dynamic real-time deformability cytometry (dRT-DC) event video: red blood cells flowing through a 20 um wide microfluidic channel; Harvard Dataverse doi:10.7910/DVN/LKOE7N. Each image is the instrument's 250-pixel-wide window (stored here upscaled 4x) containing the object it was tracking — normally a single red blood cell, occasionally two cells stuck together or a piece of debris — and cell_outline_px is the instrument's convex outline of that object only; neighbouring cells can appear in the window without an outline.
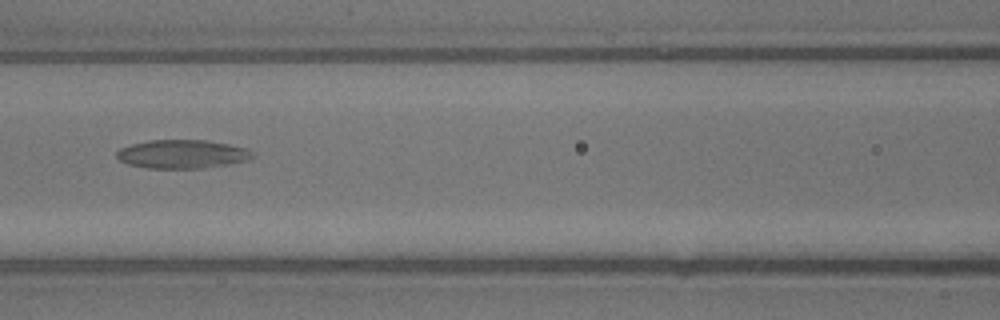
{"species": "common noctule bat (a hibernating species)", "species_latin": "Nyctalus noctula", "temperature_condition": "warm", "stored_images_in_passage": 35, "camera_frame_rate_fps": 3000, "um_per_image_px": 0.085, "animal": {"sex": "male", "body_mass_g": 13.3}, "frame": {"image": 1, "passage_image": 14, "time_ms": 4.333, "image_size_px": [1000, 320], "cell_outline_px": [[256, 156], [248, 160], [228, 164], [204, 168], [148, 168], [128, 164], [120, 160], [116, 156], [116, 152], [120, 148], [132, 144], [148, 140], [204, 140], [228, 144], [248, 148], [256, 152]], "centroid_in_image_um": [15.54, 13.09], "position_along_channel_um": 151.1, "area_um2": 22.77}}
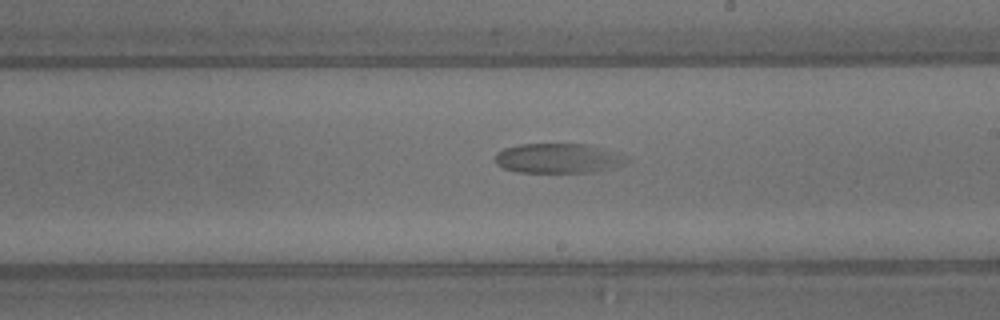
{"frame": {"image": 2, "passage_image": 19, "time_ms": 6.0, "image_size_px": [1000, 320], "cell_outline_px": [[628, 160], [624, 164], [592, 172], [516, 172], [504, 168], [496, 164], [496, 152], [504, 148], [520, 144], [588, 144], [600, 148]], "centroid_in_image_um": [47.32, 13.46], "position_along_channel_um": 241.7, "area_um2": 22.2}}
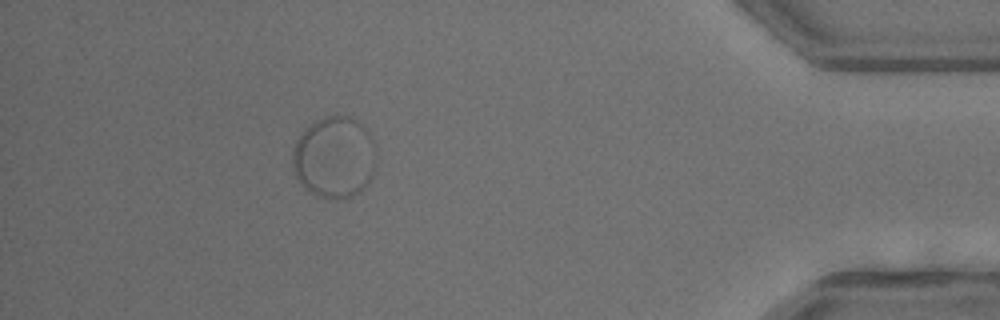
{"frame": {"image": 3, "passage_image": 31, "time_ms": 10.0, "image_size_px": [1000, 320], "cell_outline_px": [[376, 168], [372, 176], [364, 188], [352, 196], [336, 200], [332, 200], [316, 196], [296, 176], [292, 164], [292, 148], [300, 132], [308, 124], [316, 120], [328, 116], [348, 116], [356, 120], [368, 132], [376, 148]], "centroid_in_image_um": [28.42, 13.37], "position_along_channel_um": 406.8, "area_um2": 40.11}}